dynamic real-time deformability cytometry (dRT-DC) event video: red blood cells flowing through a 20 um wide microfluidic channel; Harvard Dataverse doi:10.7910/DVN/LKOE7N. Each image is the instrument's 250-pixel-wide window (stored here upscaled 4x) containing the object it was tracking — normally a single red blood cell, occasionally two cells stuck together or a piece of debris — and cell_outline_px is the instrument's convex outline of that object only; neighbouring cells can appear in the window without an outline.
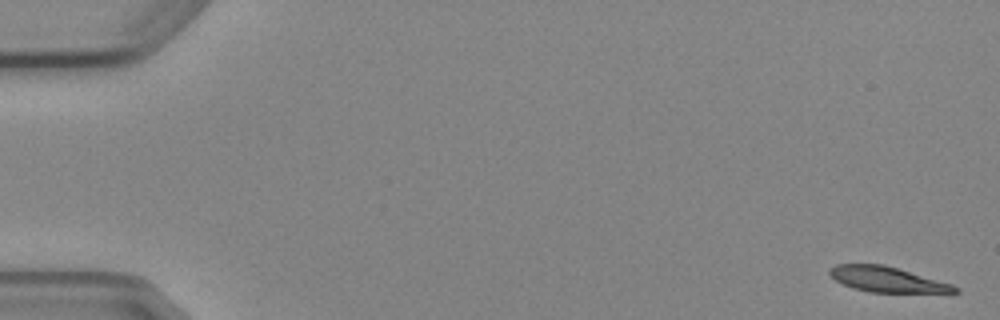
{"species": "Egyptian fruit bat (a non-hibernating species)", "species_latin": "Rousettus aegyptiacus", "temperature_condition": "cold", "stored_images_in_passage": 4, "camera_frame_rate_fps": 3000, "um_per_image_px": 0.085, "animal": {"sex": "female"}, "frame": {"image": 1, "passage_image": 4, "time_ms": 4.333, "image_size_px": [1000, 320], "cell_outline_px": [[960, 292], [868, 292], [852, 288], [836, 280], [828, 272], [828, 268], [836, 264], [884, 264], [952, 284], [960, 288]], "centroid_in_image_um": [75.38, 23.74], "position_along_channel_um": 9.6, "area_um2": 18.32}}